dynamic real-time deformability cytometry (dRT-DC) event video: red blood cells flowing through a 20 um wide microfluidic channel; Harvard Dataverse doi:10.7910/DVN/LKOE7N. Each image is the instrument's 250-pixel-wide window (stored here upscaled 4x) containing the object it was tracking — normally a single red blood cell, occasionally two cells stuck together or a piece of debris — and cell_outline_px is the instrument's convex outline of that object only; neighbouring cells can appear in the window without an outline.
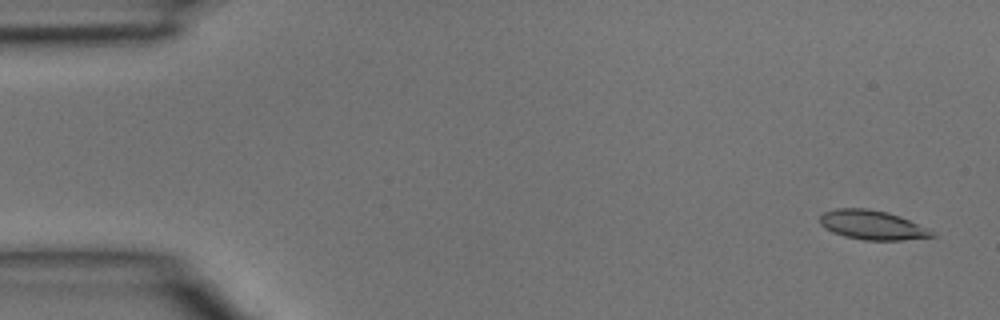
{"species": "common noctule bat (a hibernating species)", "species_latin": "Nyctalus noctula", "temperature_condition": "room temperature", "stored_images_in_passage": 5, "camera_frame_rate_fps": 3000, "um_per_image_px": 0.085, "animal": {"sex": "male", "body_mass_g": 15.6}, "frame": {"image": 1, "passage_image": 1, "time_ms": 0.0, "image_size_px": [1000, 320], "cell_outline_px": [[936, 236], [900, 240], [864, 240], [844, 236], [832, 232], [824, 228], [820, 224], [820, 216], [824, 212], [836, 208], [868, 208], [888, 212], [900, 216], [928, 228]], "centroid_in_image_um": [74.11, 19.11], "position_along_channel_um": 10.9, "area_um2": 19.13}}